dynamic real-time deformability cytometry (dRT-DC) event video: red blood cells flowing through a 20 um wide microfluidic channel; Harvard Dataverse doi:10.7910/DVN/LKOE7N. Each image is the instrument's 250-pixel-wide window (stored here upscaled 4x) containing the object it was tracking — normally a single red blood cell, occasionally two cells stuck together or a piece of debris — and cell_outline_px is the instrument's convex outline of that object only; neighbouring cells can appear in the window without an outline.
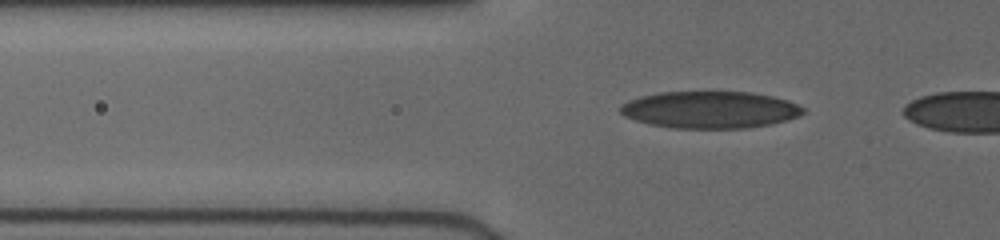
{"species": "human", "species_latin": "Homo sapiens", "temperature_condition": "cold", "stored_images_in_passage": 23, "segment_of_instrument_passage": [1, 2], "camera_frame_rate_fps": 3000, "um_per_image_px": 0.085, "donor": {"sex": "female"}, "frame": {"image": 1, "passage_image": 2, "time_ms": 0.333, "image_size_px": [1000, 240], "cell_outline_px": [[804, 112], [800, 116], [772, 124], [744, 128], [672, 128], [652, 124], [636, 120], [624, 116], [620, 112], [620, 104], [628, 100], [640, 96], [660, 92], [752, 92], [772, 96], [788, 100], [804, 108]], "centroid_in_image_um": [60.35, 9.32], "position_along_channel_um": 65.5, "area_um2": 39.42}}
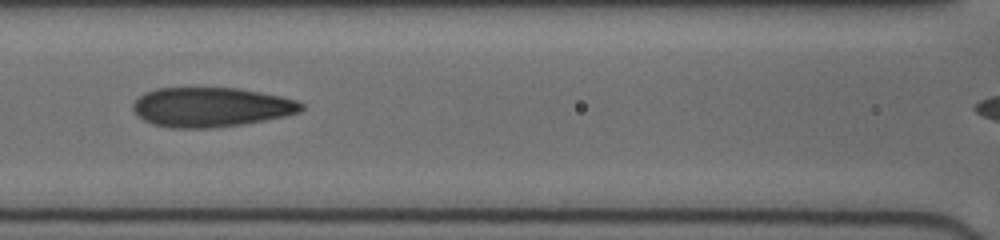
{"frame": {"image": 2, "passage_image": 15, "time_ms": 2.667, "image_size_px": [1000, 240], "cell_outline_px": [[304, 108], [300, 112], [284, 116], [244, 124], [216, 128], [172, 128], [152, 124], [136, 116], [132, 108], [132, 104], [144, 92], [156, 88], [236, 88], [260, 92], [280, 96], [296, 100], [304, 104]], "centroid_in_image_um": [17.91, 9.11], "position_along_channel_um": 148.7, "area_um2": 38.96}}
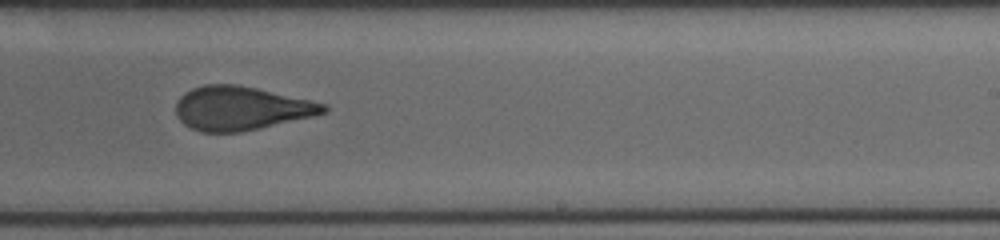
{"frame": {"image": 3, "passage_image": 21, "time_ms": 5.667, "image_size_px": [1000, 240], "cell_outline_px": [[328, 112], [316, 116], [260, 128], [240, 132], [200, 132], [184, 124], [176, 116], [176, 104], [180, 96], [184, 92], [192, 88], [204, 84], [236, 84], [256, 88], [328, 104]], "centroid_in_image_um": [20.5, 9.2], "position_along_channel_um": 268.5, "area_um2": 37.86}}